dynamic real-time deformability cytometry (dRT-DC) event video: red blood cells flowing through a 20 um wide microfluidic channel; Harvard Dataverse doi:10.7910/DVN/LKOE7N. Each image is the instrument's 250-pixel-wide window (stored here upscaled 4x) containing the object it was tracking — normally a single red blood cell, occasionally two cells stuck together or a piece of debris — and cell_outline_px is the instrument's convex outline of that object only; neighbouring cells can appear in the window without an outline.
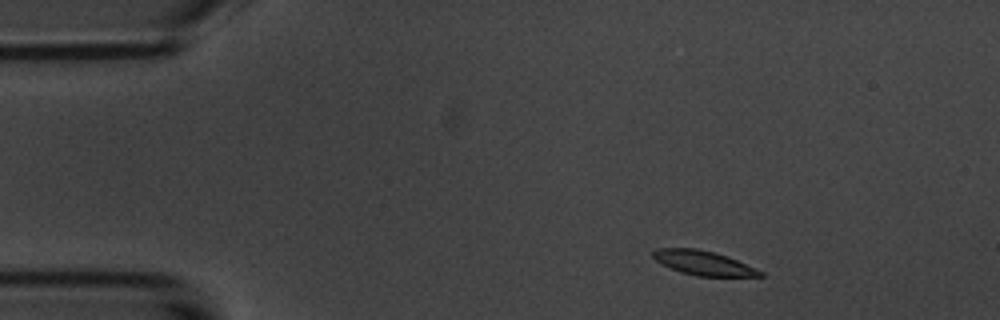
{"species": "common noctule bat (a hibernating species)", "species_latin": "Nyctalus noctula", "temperature_condition": "room temperature", "stored_images_in_passage": 7, "camera_frame_rate_fps": 3000, "um_per_image_px": 0.085, "animal": {"sex": "male", "body_mass_g": 20.1, "forearm_length_mm": 53.5}, "frame": {"image": 1, "passage_image": 1, "time_ms": 0.0, "image_size_px": [1000, 320], "cell_outline_px": [[764, 276], [696, 276], [680, 272], [660, 264], [652, 256], [652, 252], [656, 248], [696, 248], [728, 256], [756, 268], [764, 272]], "centroid_in_image_um": [59.77, 22.35], "position_along_channel_um": 25.2, "area_um2": 15.26}}
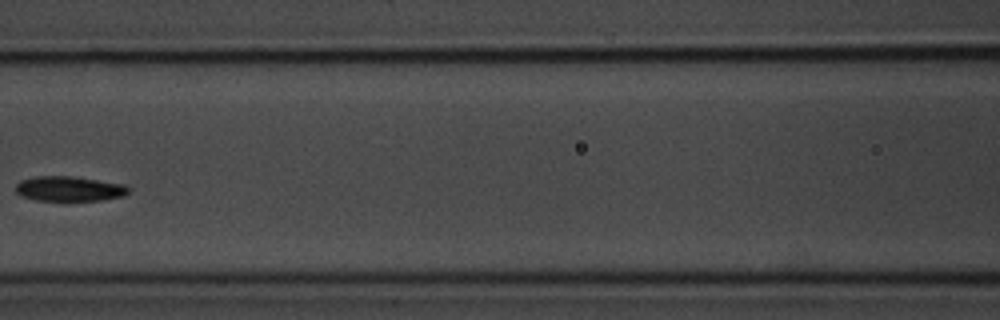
{"frame": {"image": 2, "passage_image": 6, "time_ms": 5.667, "image_size_px": [1000, 320], "cell_outline_px": [[132, 188], [124, 196], [104, 200], [36, 200], [20, 196], [16, 192], [16, 184], [20, 180], [36, 176], [72, 176], [124, 184]], "centroid_in_image_um": [5.9, 16.04], "position_along_channel_um": 160.7, "area_um2": 16.47}}
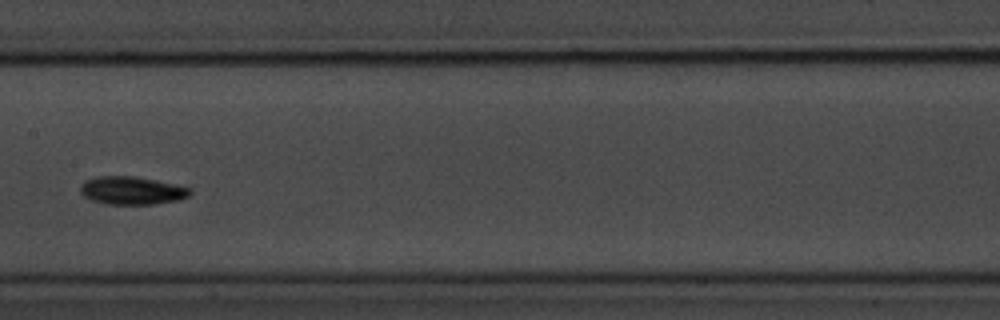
{"frame": {"image": 3, "passage_image": 7, "time_ms": 6.667, "image_size_px": [1000, 320], "cell_outline_px": [[192, 192], [188, 196], [180, 200], [156, 204], [104, 204], [92, 200], [84, 196], [80, 192], [80, 184], [84, 180], [96, 176], [132, 176], [192, 188]], "centroid_in_image_um": [11.17, 16.2], "position_along_channel_um": 196.2, "area_um2": 17.92}}